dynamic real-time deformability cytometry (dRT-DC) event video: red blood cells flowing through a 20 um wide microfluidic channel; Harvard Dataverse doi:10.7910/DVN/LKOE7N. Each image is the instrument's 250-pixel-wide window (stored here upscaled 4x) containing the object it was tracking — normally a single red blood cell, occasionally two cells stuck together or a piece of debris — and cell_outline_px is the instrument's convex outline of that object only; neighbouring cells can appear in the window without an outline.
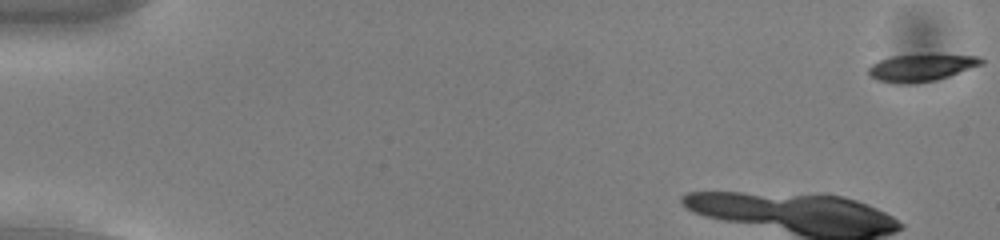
{"species": "common noctule bat (a hibernating species)", "species_latin": "Nyctalus noctula", "temperature_condition": "cold", "stored_images_in_passage": 9, "camera_frame_rate_fps": 3000, "um_per_image_px": 0.085, "animal": {"sex": "male", "body_mass_g": 13.0, "forearm_length_mm": 53.1}, "frame": {"image": 1, "passage_image": 1, "time_ms": 0.0, "image_size_px": [1000, 240], "cell_outline_px": [[984, 64], [936, 80], [916, 84], [900, 84], [876, 80], [868, 76], [868, 68], [872, 64], [880, 60], [892, 56], [932, 52], [936, 52], [980, 56], [984, 60]], "centroid_in_image_um": [78.34, 5.71], "position_along_channel_um": 6.7, "area_um2": 18.79}}